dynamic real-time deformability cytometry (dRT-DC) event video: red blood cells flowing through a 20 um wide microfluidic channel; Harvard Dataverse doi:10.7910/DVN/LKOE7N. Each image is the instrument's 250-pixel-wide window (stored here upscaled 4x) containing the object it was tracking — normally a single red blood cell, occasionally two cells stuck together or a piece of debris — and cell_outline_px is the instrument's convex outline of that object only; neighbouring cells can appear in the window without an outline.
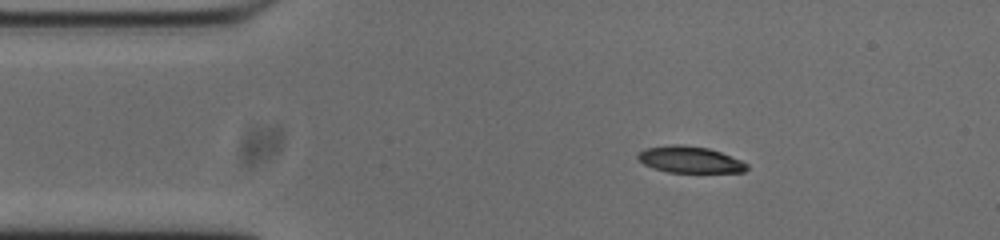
{"species": "common noctule bat (a hibernating species)", "species_latin": "Nyctalus noctula", "temperature_condition": "cold", "stored_images_in_passage": 46, "camera_frame_rate_fps": 3000, "um_per_image_px": 0.085, "animal": {"sex": "male", "body_mass_g": 20.0, "forearm_length_mm": 53.3}, "frame": {"image": 1, "passage_image": 1, "time_ms": 0.0, "image_size_px": [1000, 240], "cell_outline_px": [[748, 168], [744, 172], [668, 172], [652, 168], [644, 164], [636, 156], [636, 152], [644, 148], [672, 144], [684, 144], [708, 148], [720, 152], [740, 160], [748, 164]], "centroid_in_image_um": [58.59, 13.55], "position_along_channel_um": 26.4, "area_um2": 16.94}}
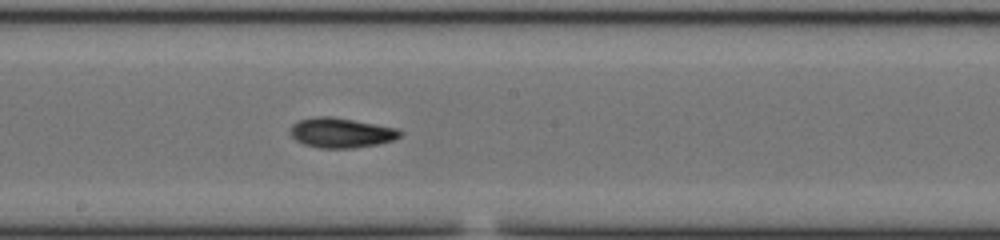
{"frame": {"image": 2, "passage_image": 20, "time_ms": 6.333, "image_size_px": [1000, 240], "cell_outline_px": [[404, 132], [400, 136], [392, 140], [380, 144], [352, 148], [320, 148], [304, 144], [296, 140], [288, 132], [292, 124], [300, 120], [316, 116], [332, 116], [400, 128]], "centroid_in_image_um": [29.02, 11.28], "position_along_channel_um": 219.2, "area_um2": 19.36}}
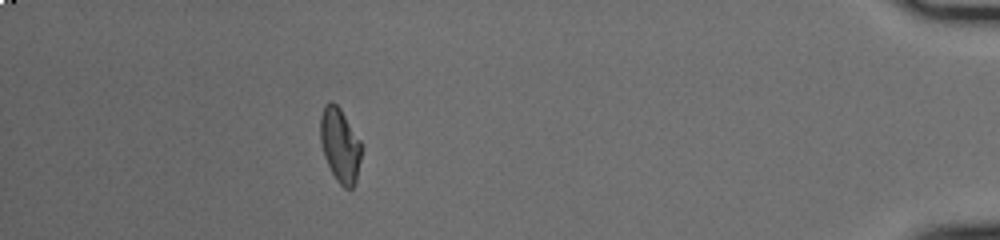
{"frame": {"image": 3, "passage_image": 40, "time_ms": 13.0, "image_size_px": [1000, 240], "cell_outline_px": [[364, 148], [356, 180], [352, 188], [344, 188], [336, 180], [324, 156], [320, 140], [320, 116], [324, 104], [332, 100], [340, 108], [360, 140]], "centroid_in_image_um": [28.91, 12.32], "position_along_channel_um": 406.3, "area_um2": 17.98}, "authors_computed_cell_mechanics": {"area_um2": 18.207, "velocity_mm_per_s": 3.7653, "shape_relaxation_time_tau1_ms": 6.0793, "shape_relaxation_time_tau2_ms": 3.1945, "deformation_change_tau1": 0.191, "deformation_change_tau2": 0.0835}}